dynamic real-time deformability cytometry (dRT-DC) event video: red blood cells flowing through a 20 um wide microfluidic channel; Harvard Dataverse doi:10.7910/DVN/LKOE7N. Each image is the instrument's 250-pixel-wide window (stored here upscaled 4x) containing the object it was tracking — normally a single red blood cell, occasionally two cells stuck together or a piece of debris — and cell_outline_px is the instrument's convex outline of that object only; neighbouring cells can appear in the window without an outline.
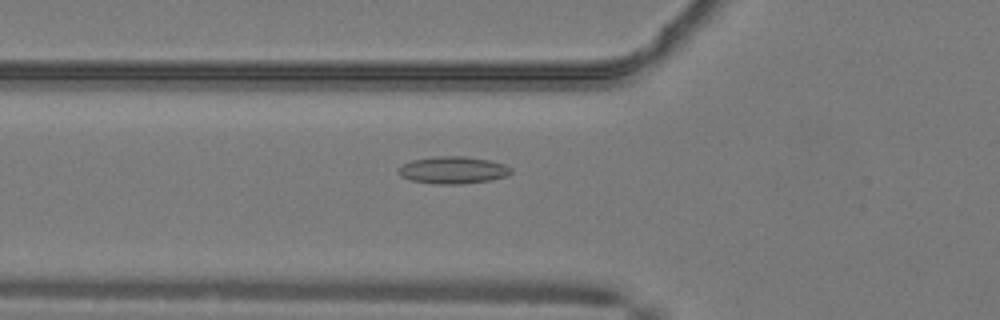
{"species": "common noctule bat (a hibernating species)", "species_latin": "Nyctalus noctula", "temperature_condition": "warm", "stored_images_in_passage": 51, "camera_frame_rate_fps": 3000, "um_per_image_px": 0.085, "animal": {"sex": "male", "body_mass_g": 19.2, "forearm_length_mm": 51.8}, "frame": {"image": 1, "passage_image": 19, "time_ms": 6.0, "image_size_px": [1000, 320], "cell_outline_px": [[512, 172], [508, 176], [488, 180], [460, 184], [436, 184], [412, 180], [400, 176], [396, 172], [396, 168], [412, 160], [432, 156], [464, 156], [488, 160], [504, 164], [512, 168]], "centroid_in_image_um": [38.47, 14.45], "position_along_channel_um": 87.3, "area_um2": 17.92}}
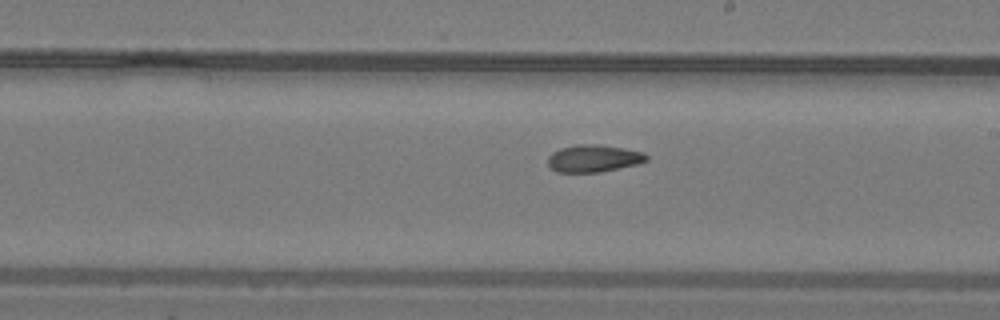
{"frame": {"image": 2, "passage_image": 30, "time_ms": 9.667, "image_size_px": [1000, 320], "cell_outline_px": [[648, 160], [640, 164], [600, 172], [556, 172], [548, 164], [548, 156], [552, 152], [560, 148], [576, 144], [600, 144], [624, 148], [644, 152], [648, 156]], "centroid_in_image_um": [50.48, 13.46], "position_along_channel_um": 238.5, "area_um2": 15.9}}
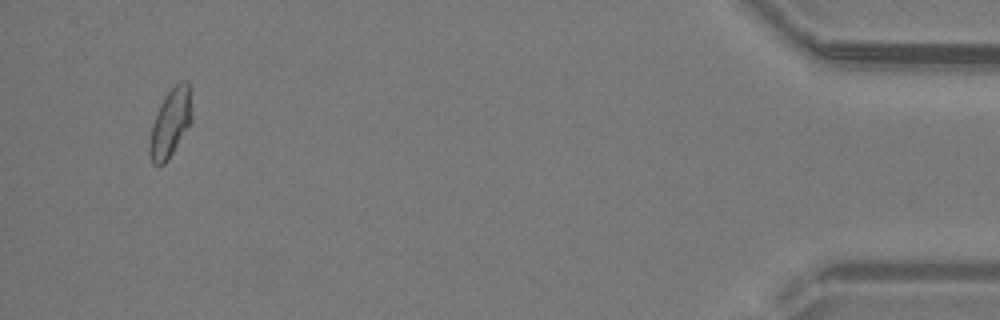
{"frame": {"image": 3, "passage_image": 49, "time_ms": 16.0, "image_size_px": [1000, 320], "cell_outline_px": [[192, 120], [168, 160], [164, 164], [152, 164], [148, 152], [148, 144], [152, 124], [156, 112], [164, 96], [180, 80], [188, 80]], "centroid_in_image_um": [14.45, 10.46], "position_along_channel_um": 420.7, "area_um2": 16.76}}